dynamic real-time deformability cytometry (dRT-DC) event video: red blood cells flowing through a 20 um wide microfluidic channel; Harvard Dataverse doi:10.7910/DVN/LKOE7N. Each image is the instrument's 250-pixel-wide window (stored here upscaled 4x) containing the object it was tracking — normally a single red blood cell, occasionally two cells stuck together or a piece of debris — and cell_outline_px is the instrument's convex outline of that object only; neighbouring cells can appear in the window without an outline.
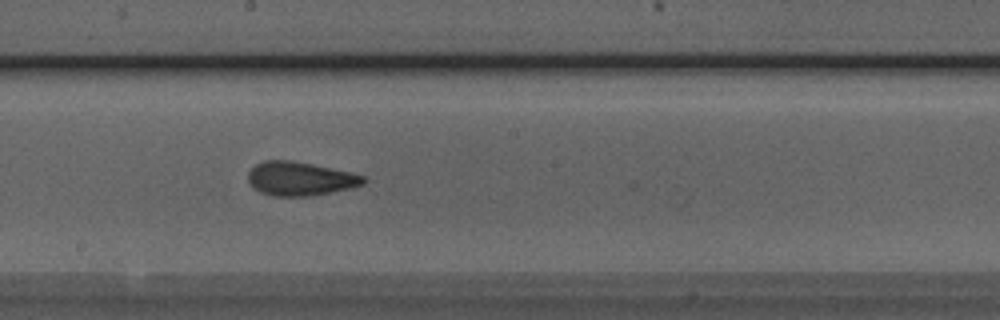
{"species": "Egyptian fruit bat (a non-hibernating species)", "species_latin": "Rousettus aegyptiacus", "temperature_condition": "room temperature", "stored_images_in_passage": 21, "camera_frame_rate_fps": 3000, "um_per_image_px": 0.085, "animal": {"sex": "male"}, "frame": {"image": 1, "passage_image": 20, "time_ms": 6.333, "image_size_px": [1000, 320], "cell_outline_px": [[368, 180], [364, 184], [348, 188], [312, 196], [272, 196], [260, 192], [252, 188], [248, 180], [248, 172], [256, 164], [264, 160], [292, 160], [312, 164], [348, 172], [364, 176]], "centroid_in_image_um": [25.47, 15.19], "position_along_channel_um": 222.7, "area_um2": 22.66}}